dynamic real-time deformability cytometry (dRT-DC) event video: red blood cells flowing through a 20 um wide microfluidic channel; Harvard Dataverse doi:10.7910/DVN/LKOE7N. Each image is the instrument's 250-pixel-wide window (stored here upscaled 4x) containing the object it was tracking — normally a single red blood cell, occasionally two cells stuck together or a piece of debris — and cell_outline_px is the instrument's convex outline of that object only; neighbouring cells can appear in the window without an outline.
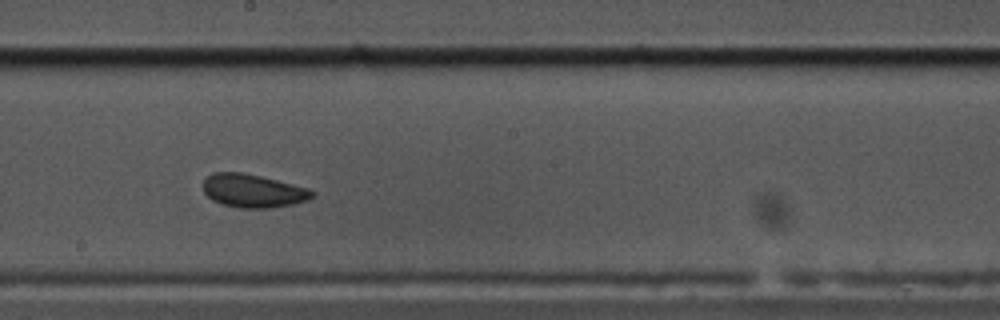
{"species": "common noctule bat (a hibernating species)", "species_latin": "Nyctalus noctula", "temperature_condition": "cold", "stored_images_in_passage": 25, "camera_frame_rate_fps": 3000, "um_per_image_px": 0.085, "animal": {"sex": "male", "body_mass_g": 17.5, "forearm_length_mm": 52.3}, "frame": {"image": 1, "passage_image": 18, "time_ms": 5.667, "image_size_px": [1000, 320], "cell_outline_px": [[316, 196], [308, 200], [292, 204], [272, 208], [240, 208], [224, 204], [212, 200], [204, 192], [204, 180], [212, 172], [244, 172], [308, 188], [316, 192]], "centroid_in_image_um": [21.53, 16.22], "position_along_channel_um": 226.7, "area_um2": 21.15}}
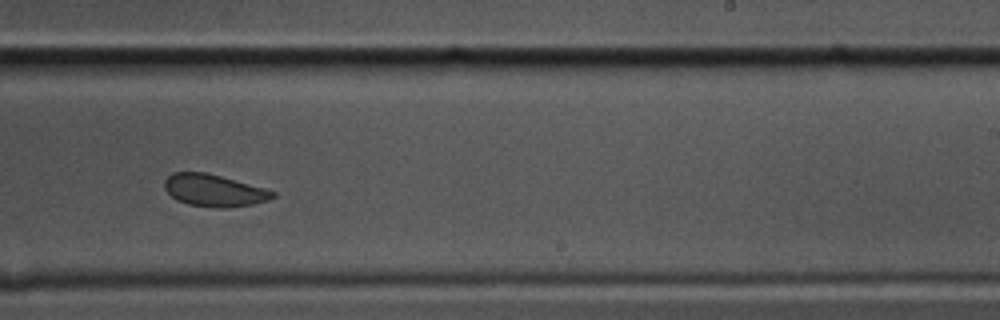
{"frame": {"image": 2, "passage_image": 22, "time_ms": 7.0, "image_size_px": [1000, 320], "cell_outline_px": [[276, 196], [268, 200], [252, 204], [228, 208], [216, 208], [188, 204], [176, 200], [164, 188], [164, 180], [172, 172], [204, 172], [220, 176], [264, 188], [276, 192]], "centroid_in_image_um": [18.17, 16.19], "position_along_channel_um": 270.8, "area_um2": 20.17}}